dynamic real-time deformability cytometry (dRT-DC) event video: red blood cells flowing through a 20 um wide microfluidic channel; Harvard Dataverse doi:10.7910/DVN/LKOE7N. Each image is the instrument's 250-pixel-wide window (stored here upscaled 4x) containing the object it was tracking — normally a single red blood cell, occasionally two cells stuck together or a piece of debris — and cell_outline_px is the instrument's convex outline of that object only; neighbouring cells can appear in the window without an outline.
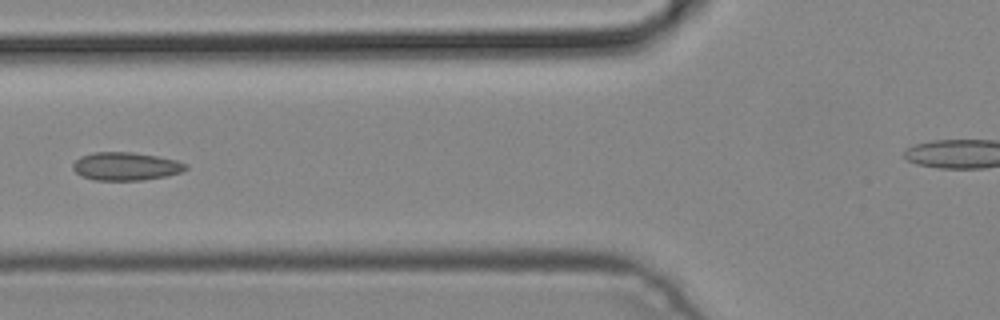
{"species": "common noctule bat (a hibernating species)", "species_latin": "Nyctalus noctula", "temperature_condition": "cold", "stored_images_in_passage": 3, "camera_frame_rate_fps": 3000, "um_per_image_px": 0.085, "animal": {"sex": "male", "body_mass_g": 19.2, "forearm_length_mm": 51.8}, "frame": {"image": 1, "passage_image": 3, "time_ms": 0.667, "image_size_px": [1000, 320], "cell_outline_px": [[188, 168], [180, 172], [164, 176], [144, 180], [92, 180], [76, 172], [72, 168], [72, 164], [80, 156], [92, 152], [132, 152], [156, 156], [176, 160], [188, 164]], "centroid_in_image_um": [10.68, 14.13], "position_along_channel_um": 115.1, "area_um2": 18.44}}